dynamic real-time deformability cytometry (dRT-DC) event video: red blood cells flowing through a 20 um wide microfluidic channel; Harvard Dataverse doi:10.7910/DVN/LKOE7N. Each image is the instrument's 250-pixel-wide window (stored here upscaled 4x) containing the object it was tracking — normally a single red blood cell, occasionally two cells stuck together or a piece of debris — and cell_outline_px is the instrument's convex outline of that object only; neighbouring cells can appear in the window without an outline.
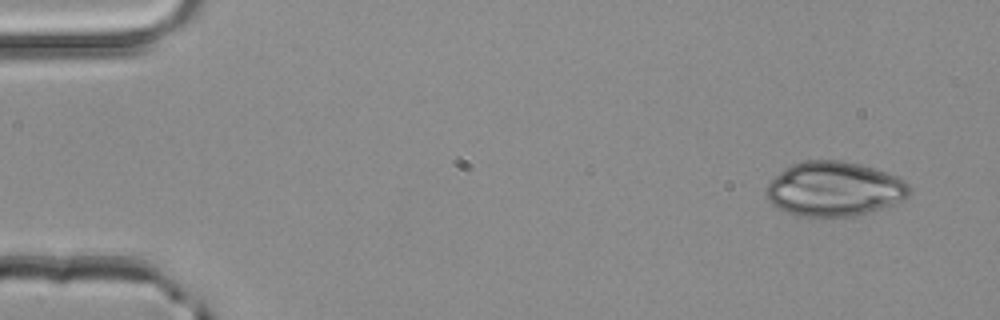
{"species": "common noctule bat (a hibernating species)", "species_latin": "Nyctalus noctula", "temperature_condition": "room temperature", "stored_images_in_passage": 3, "camera_frame_rate_fps": 3000, "um_per_image_px": 0.085, "animal": {"sex": "male", "body_mass_g": 20.4}, "frame": {"image": 1, "passage_image": 1, "time_ms": 0.0, "image_size_px": [1000, 320], "cell_outline_px": [[912, 192], [904, 200], [868, 212], [852, 216], [796, 216], [772, 204], [764, 196], [764, 192], [768, 180], [784, 168], [792, 164], [808, 160], [840, 160], [860, 164], [896, 176], [904, 180], [908, 184]], "centroid_in_image_um": [70.86, 16.05], "position_along_channel_um": 14.1, "area_um2": 45.6}}